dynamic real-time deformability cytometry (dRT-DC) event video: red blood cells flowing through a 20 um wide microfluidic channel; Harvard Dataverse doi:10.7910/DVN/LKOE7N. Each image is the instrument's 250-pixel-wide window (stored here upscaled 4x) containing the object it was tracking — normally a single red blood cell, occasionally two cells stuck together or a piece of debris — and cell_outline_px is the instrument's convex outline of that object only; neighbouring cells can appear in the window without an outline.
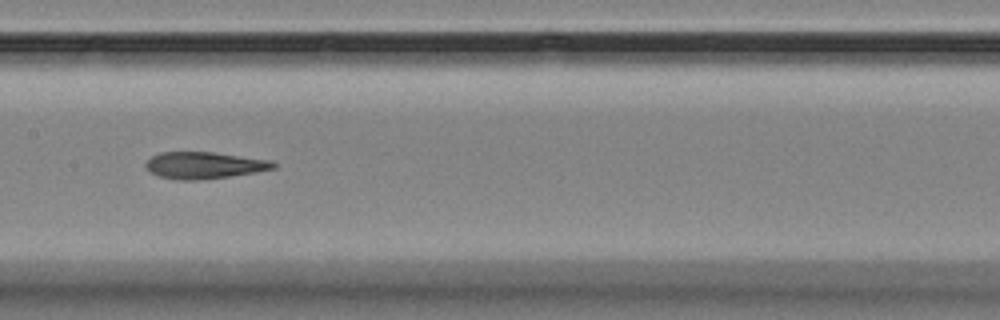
{"species": "Egyptian fruit bat (a non-hibernating species)", "species_latin": "Rousettus aegyptiacus", "temperature_condition": "room temperature", "stored_images_in_passage": 11, "camera_frame_rate_fps": 3000, "um_per_image_px": 0.085, "animal": {"sex": "female"}, "frame": {"image": 1, "passage_image": 7, "time_ms": 7.333, "image_size_px": [1000, 320], "cell_outline_px": [[276, 168], [228, 176], [200, 180], [172, 180], [148, 172], [144, 164], [152, 156], [160, 152], [212, 152], [272, 160], [276, 164]], "centroid_in_image_um": [17.31, 14.05], "position_along_channel_um": 190.1, "area_um2": 19.88}}
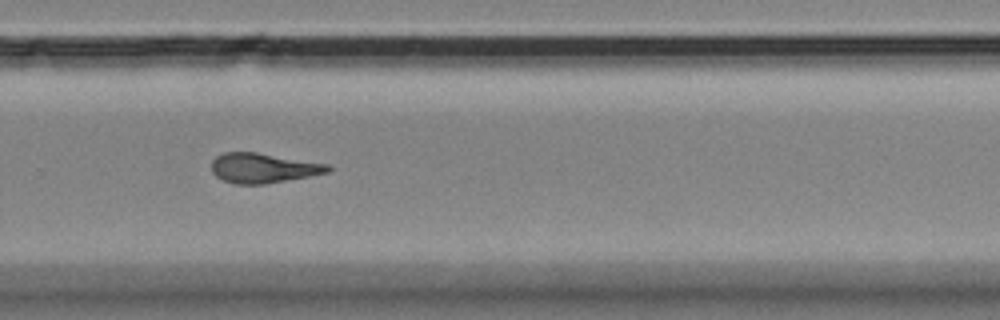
{"frame": {"image": 2, "passage_image": 10, "time_ms": 10.667, "image_size_px": [1000, 320], "cell_outline_px": [[332, 168], [328, 172], [308, 176], [264, 184], [236, 184], [224, 180], [216, 176], [212, 172], [212, 160], [216, 156], [224, 152], [256, 152], [328, 164]], "centroid_in_image_um": [22.34, 14.27], "position_along_channel_um": 307.5, "area_um2": 20.0}}
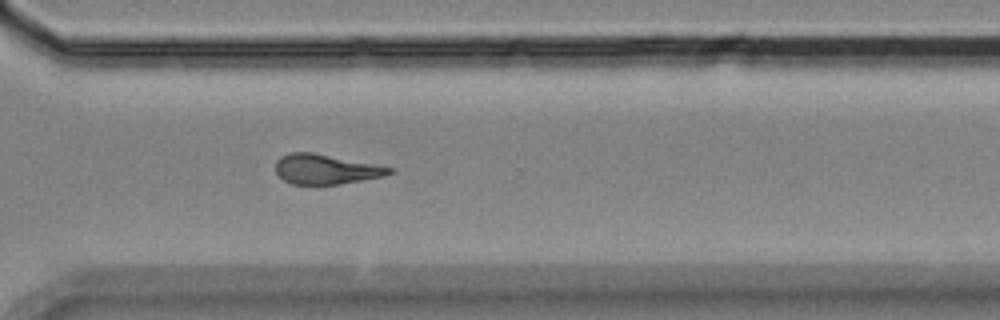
{"frame": {"image": 3, "passage_image": 11, "time_ms": 11.667, "image_size_px": [1000, 320], "cell_outline_px": [[396, 172], [384, 176], [340, 184], [292, 184], [284, 180], [276, 172], [276, 160], [280, 156], [292, 152], [312, 152], [396, 168]], "centroid_in_image_um": [27.73, 14.38], "position_along_channel_um": 342.9, "area_um2": 19.83}}